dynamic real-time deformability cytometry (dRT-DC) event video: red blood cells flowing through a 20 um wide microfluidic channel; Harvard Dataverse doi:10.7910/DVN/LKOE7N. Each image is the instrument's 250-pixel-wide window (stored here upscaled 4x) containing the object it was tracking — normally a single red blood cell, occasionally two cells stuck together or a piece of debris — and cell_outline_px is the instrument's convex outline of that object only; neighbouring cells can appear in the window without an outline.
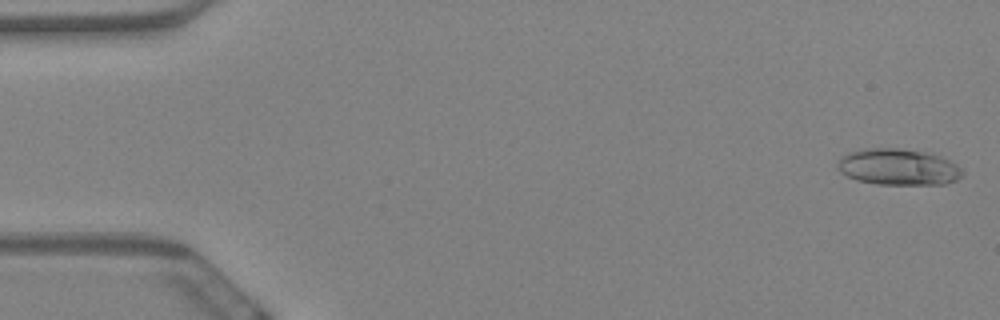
{"species": "Egyptian fruit bat (a non-hibernating species)", "species_latin": "Rousettus aegyptiacus", "temperature_condition": "warm", "stored_images_in_passage": 59, "camera_frame_rate_fps": 3000, "um_per_image_px": 0.085, "animal": {"sex": "female"}, "frame": {"image": 1, "passage_image": 2, "time_ms": 0.333, "image_size_px": [1000, 320], "cell_outline_px": [[964, 176], [956, 180], [944, 184], [876, 184], [856, 180], [840, 172], [836, 168], [836, 164], [848, 152], [864, 148], [900, 148], [924, 152], [940, 156], [956, 164], [964, 172]], "centroid_in_image_um": [76.34, 14.19], "position_along_channel_um": 8.7, "area_um2": 26.47}}
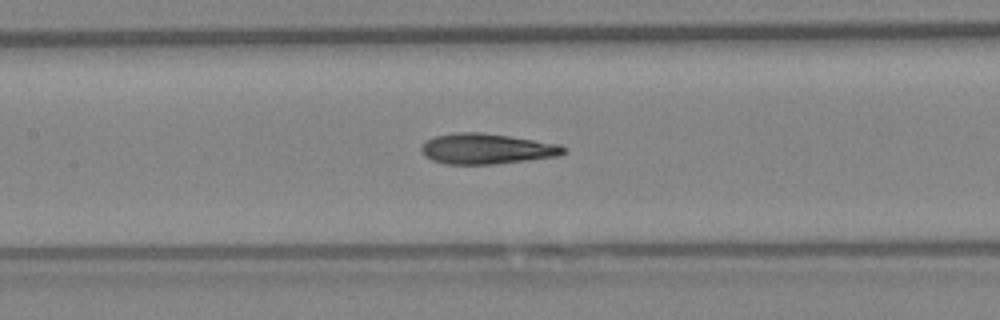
{"frame": {"image": 2, "passage_image": 28, "time_ms": 9.0, "image_size_px": [1000, 320], "cell_outline_px": [[568, 152], [560, 156], [528, 160], [492, 164], [444, 164], [432, 160], [424, 156], [420, 148], [428, 140], [436, 136], [456, 132], [480, 132], [508, 136], [560, 144], [568, 148]], "centroid_in_image_um": [41.41, 12.65], "position_along_channel_um": 166.0, "area_um2": 25.32}}
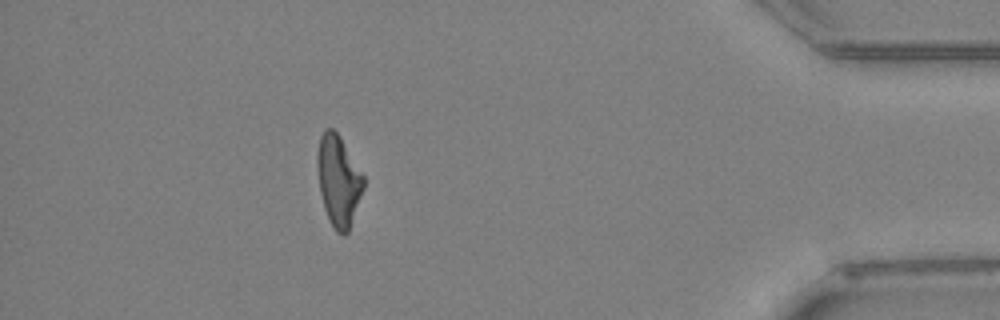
{"frame": {"image": 3, "passage_image": 53, "time_ms": 17.333, "image_size_px": [1000, 320], "cell_outline_px": [[364, 188], [348, 232], [344, 236], [336, 232], [328, 220], [324, 208], [320, 192], [316, 164], [316, 152], [320, 136], [324, 128], [332, 128], [336, 132], [364, 176]], "centroid_in_image_um": [28.74, 15.38], "position_along_channel_um": 406.5, "area_um2": 24.45}, "authors_computed_cell_mechanics": {"area_um2": 24.854, "velocity_mm_per_s": 3.4889, "shape_relaxation_time_tau1_ms": null, "shape_relaxation_time_tau2_ms": 3.1564, "deformation_change_tau1": null, "deformation_change_tau2": 0.1344}}